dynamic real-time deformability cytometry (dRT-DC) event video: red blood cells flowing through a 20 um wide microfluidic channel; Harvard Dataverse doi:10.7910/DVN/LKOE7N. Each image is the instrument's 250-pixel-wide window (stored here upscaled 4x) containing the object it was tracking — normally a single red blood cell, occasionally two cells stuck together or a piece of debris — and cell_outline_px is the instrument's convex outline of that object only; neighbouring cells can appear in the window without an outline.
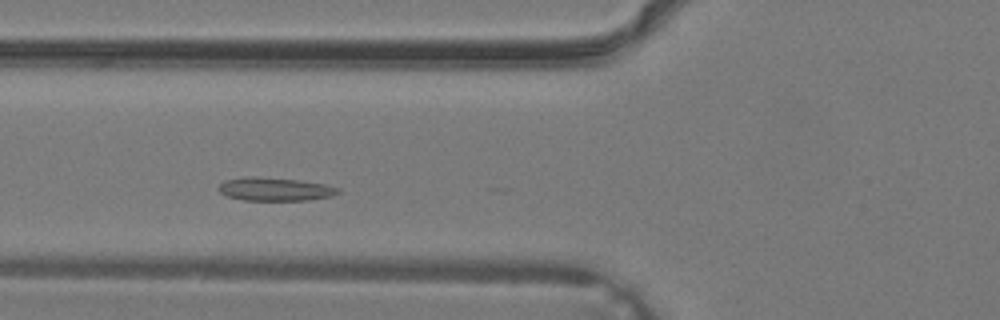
{"species": "common noctule bat (a hibernating species)", "species_latin": "Nyctalus noctula", "temperature_condition": "warm", "stored_images_in_passage": 32, "segment_of_instrument_passage": [1, 2], "camera_frame_rate_fps": 3000, "um_per_image_px": 0.085, "animal": {"sex": "male", "body_mass_g": 19.2, "forearm_length_mm": 51.8}, "frame": {"image": 1, "passage_image": 7, "time_ms": 2.0, "image_size_px": [1000, 320], "cell_outline_px": [[340, 192], [332, 196], [308, 200], [244, 200], [228, 196], [220, 192], [216, 188], [224, 180], [248, 176], [252, 176], [300, 180], [324, 184], [340, 188]], "centroid_in_image_um": [23.37, 16.07], "position_along_channel_um": 102.4, "area_um2": 16.24}}
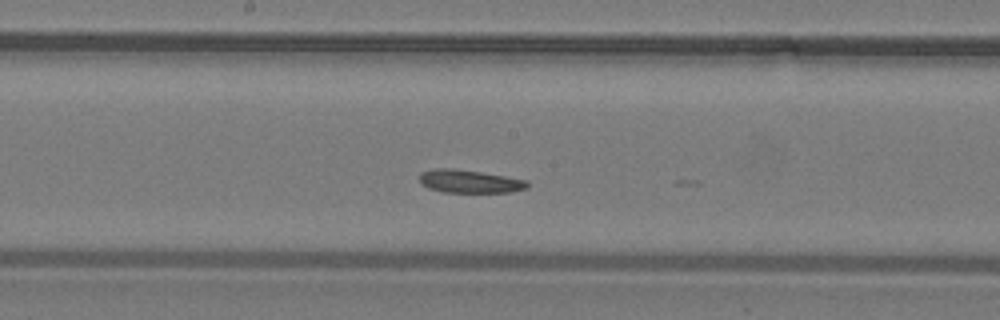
{"frame": {"image": 2, "passage_image": 13, "time_ms": 4.0, "image_size_px": [1000, 320], "cell_outline_px": [[528, 188], [508, 192], [444, 192], [428, 188], [420, 184], [420, 172], [432, 168], [452, 168], [480, 172], [528, 180]], "centroid_in_image_um": [39.87, 15.41], "position_along_channel_um": 208.3, "area_um2": 14.51}}
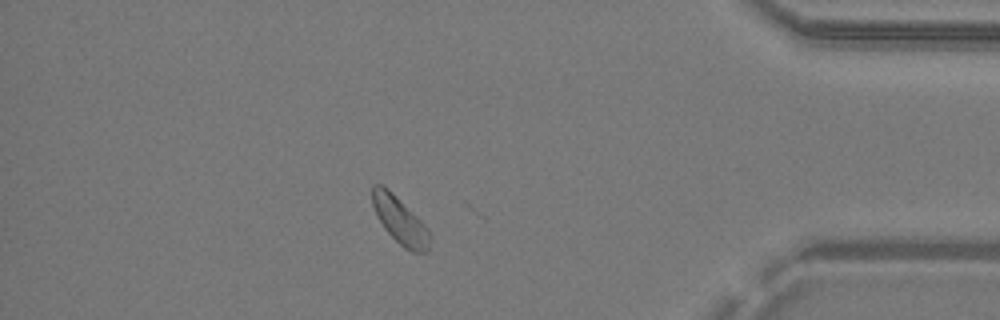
{"frame": {"image": 3, "passage_image": 26, "time_ms": 8.333, "image_size_px": [1000, 320], "cell_outline_px": [[428, 252], [412, 252], [404, 248], [384, 228], [376, 216], [372, 204], [372, 184], [380, 184], [388, 188], [428, 228]], "centroid_in_image_um": [33.95, 18.71], "position_along_channel_um": 401.3, "area_um2": 15.37}}